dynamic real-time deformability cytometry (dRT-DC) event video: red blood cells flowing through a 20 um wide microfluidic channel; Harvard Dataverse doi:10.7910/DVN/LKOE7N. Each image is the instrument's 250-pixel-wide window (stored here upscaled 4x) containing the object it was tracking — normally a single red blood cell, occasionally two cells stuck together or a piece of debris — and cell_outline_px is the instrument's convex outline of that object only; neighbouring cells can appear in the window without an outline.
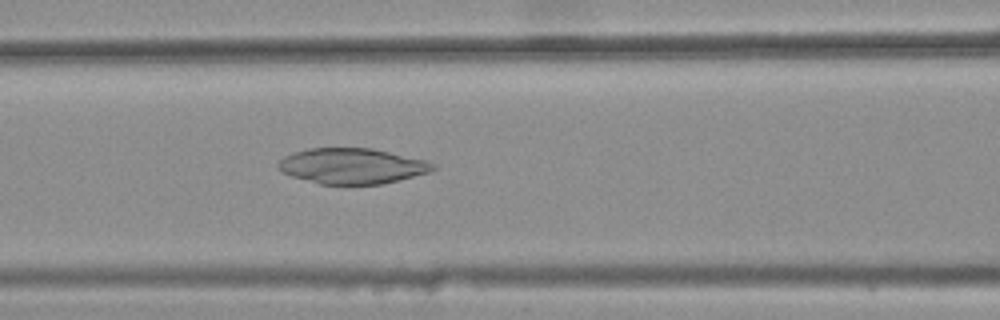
{"species": "common noctule bat (a hibernating species)", "species_latin": "Nyctalus noctula", "temperature_condition": "warm", "stored_images_in_passage": 45, "camera_frame_rate_fps": 3000, "um_per_image_px": 0.085, "animal": {"sex": "female", "body_mass_g": 25.1}, "frame": {"image": 1, "passage_image": 22, "time_ms": 7.0, "image_size_px": [1000, 320], "cell_outline_px": [[436, 168], [432, 172], [380, 184], [320, 184], [292, 176], [276, 168], [276, 164], [284, 156], [292, 152], [308, 148], [372, 148], [424, 160], [436, 164]], "centroid_in_image_um": [29.91, 14.1], "position_along_channel_um": 136.7, "area_um2": 32.02}}
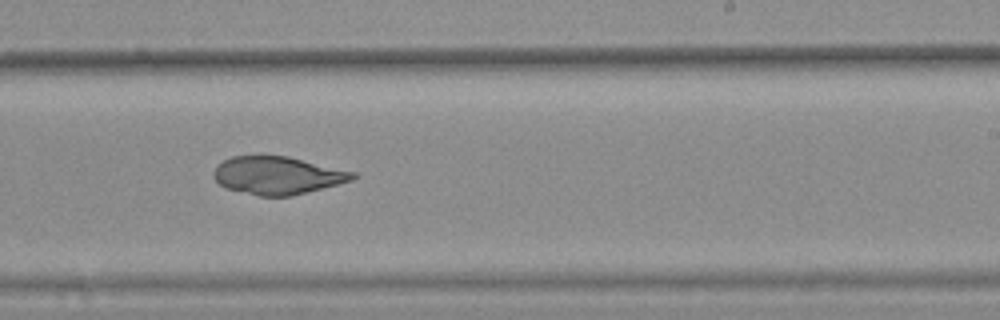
{"frame": {"image": 2, "passage_image": 32, "time_ms": 10.333, "image_size_px": [1000, 320], "cell_outline_px": [[356, 176], [352, 180], [292, 196], [260, 196], [224, 188], [212, 176], [212, 172], [216, 164], [232, 156], [288, 156], [356, 172]], "centroid_in_image_um": [23.55, 14.91], "position_along_channel_um": 265.4, "area_um2": 30.63}}
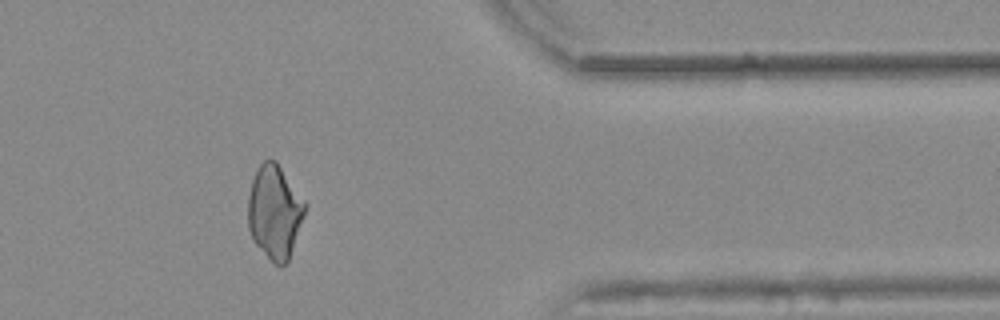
{"frame": {"image": 3, "passage_image": 43, "time_ms": 14.0, "image_size_px": [1000, 320], "cell_outline_px": [[308, 204], [304, 216], [288, 260], [284, 264], [276, 264], [252, 240], [248, 228], [248, 196], [252, 180], [260, 164], [264, 160], [276, 160]], "centroid_in_image_um": [23.35, 17.97], "position_along_channel_um": 388.1, "area_um2": 30.87}}